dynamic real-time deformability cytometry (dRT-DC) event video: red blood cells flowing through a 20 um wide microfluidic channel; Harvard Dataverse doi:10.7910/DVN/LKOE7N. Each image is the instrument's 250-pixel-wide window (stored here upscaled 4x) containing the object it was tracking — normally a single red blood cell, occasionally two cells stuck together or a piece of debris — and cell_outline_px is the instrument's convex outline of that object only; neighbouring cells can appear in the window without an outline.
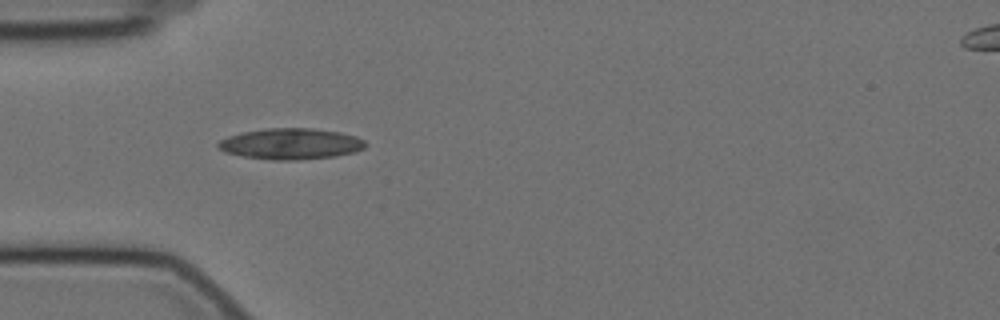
{"species": "Egyptian fruit bat (a non-hibernating species)", "species_latin": "Rousettus aegyptiacus", "temperature_condition": "cold", "stored_images_in_passage": 41, "camera_frame_rate_fps": 3000, "um_per_image_px": 0.085, "animal": {"sex": "female"}, "frame": {"image": 1, "passage_image": 1, "time_ms": 0.0, "image_size_px": [1000, 320], "cell_outline_px": [[368, 144], [364, 148], [356, 152], [336, 156], [296, 160], [272, 160], [240, 156], [224, 152], [216, 148], [216, 144], [220, 140], [228, 136], [244, 132], [268, 128], [312, 128], [340, 132], [356, 136], [364, 140]], "centroid_in_image_um": [24.71, 12.23], "position_along_channel_um": 60.3, "area_um2": 26.88}}
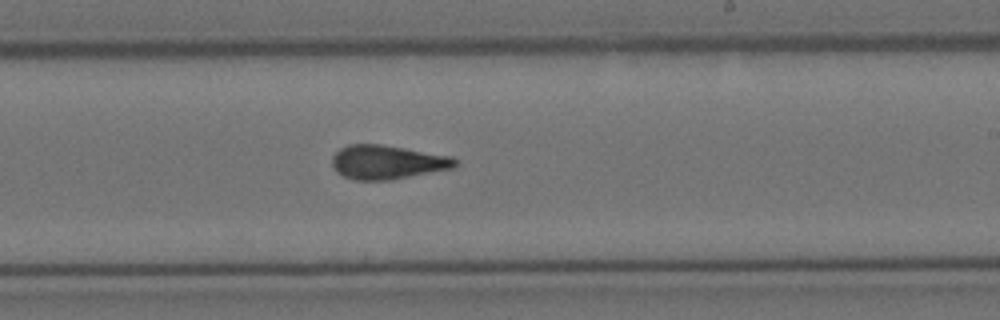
{"frame": {"image": 2, "passage_image": 18, "time_ms": 5.667, "image_size_px": [1000, 320], "cell_outline_px": [[456, 164], [452, 168], [388, 180], [356, 180], [344, 176], [336, 172], [332, 164], [332, 156], [340, 148], [348, 144], [380, 144], [452, 156], [456, 160]], "centroid_in_image_um": [32.87, 13.77], "position_along_channel_um": 256.1, "area_um2": 24.1}}
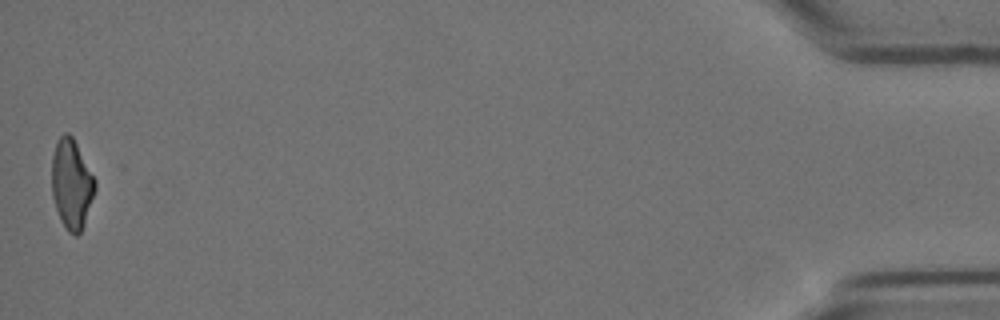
{"frame": {"image": 3, "passage_image": 41, "time_ms": 13.333, "image_size_px": [1000, 320], "cell_outline_px": [[96, 188], [84, 224], [80, 232], [76, 236], [68, 232], [60, 220], [52, 196], [52, 156], [56, 140], [64, 132], [68, 132], [72, 136], [96, 180]], "centroid_in_image_um": [6.07, 15.63], "position_along_channel_um": 429.1, "area_um2": 22.6}, "authors_computed_cell_mechanics": {"area_um2": 23.9292, "velocity_mm_per_s": 3.4923, "shape_relaxation_time_tau1_ms": 9.6134, "shape_relaxation_time_tau2_ms": 1.8071, "deformation_change_tau1": 0.2074, "deformation_change_tau2": 0.0876}}